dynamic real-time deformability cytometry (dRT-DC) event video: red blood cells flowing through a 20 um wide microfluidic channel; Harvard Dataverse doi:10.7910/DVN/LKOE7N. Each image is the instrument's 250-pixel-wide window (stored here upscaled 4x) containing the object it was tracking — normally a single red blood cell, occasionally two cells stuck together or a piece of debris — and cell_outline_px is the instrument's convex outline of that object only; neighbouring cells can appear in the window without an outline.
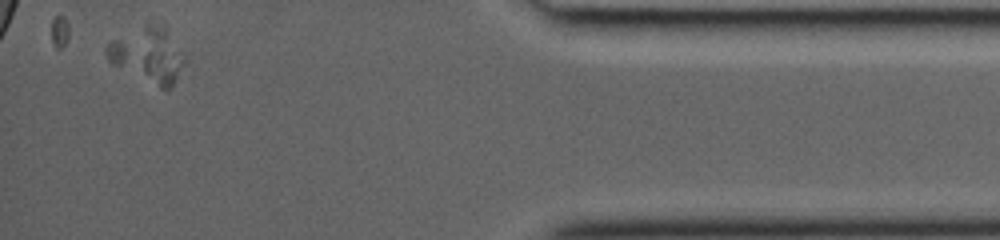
{"species": "common noctule bat (a hibernating species)", "species_latin": "Nyctalus noctula", "temperature_condition": "room temperature", "stored_images_in_passage": 26, "camera_frame_rate_fps": 3000, "um_per_image_px": 0.085, "animal": {"sex": "female", "body_mass_g": 19.0, "forearm_length_mm": 53.3}, "frame": {"image": 1, "passage_image": 26, "time_ms": 8.333, "image_size_px": [1000, 240], "cell_outline_px": [[184, 60], [172, 88], [168, 92], [112, 64], [108, 60], [104, 52], [104, 48], [112, 40], [148, 16], [164, 20], [184, 56]], "centroid_in_image_um": [12.56, 4.5], "position_along_channel_um": 422.6, "area_um2": 26.59}}